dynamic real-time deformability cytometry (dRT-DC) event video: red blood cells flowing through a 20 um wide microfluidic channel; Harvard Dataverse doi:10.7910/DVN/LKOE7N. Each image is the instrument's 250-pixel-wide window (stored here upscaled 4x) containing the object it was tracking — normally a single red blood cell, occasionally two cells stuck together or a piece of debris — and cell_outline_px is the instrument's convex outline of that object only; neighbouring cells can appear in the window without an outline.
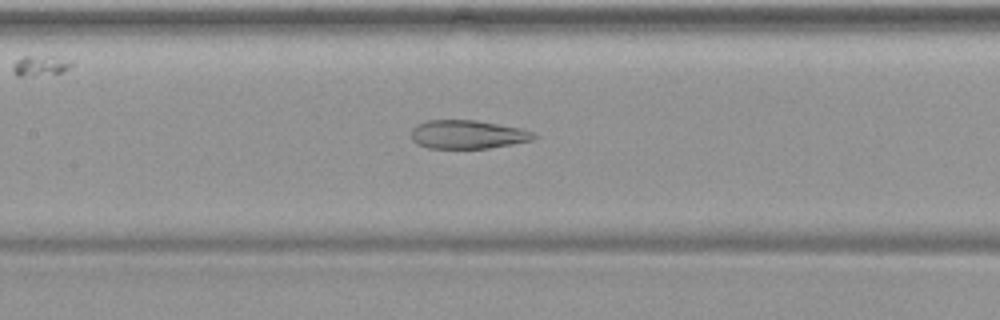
{"species": "common noctule bat (a hibernating species)", "species_latin": "Nyctalus noctula", "temperature_condition": "warm", "stored_images_in_passage": 42, "camera_frame_rate_fps": 3000, "um_per_image_px": 0.085, "animal": {"sex": "female", "body_mass_g": 19.9}, "frame": {"image": 1, "passage_image": 20, "time_ms": 6.333, "image_size_px": [1000, 320], "cell_outline_px": [[536, 136], [532, 140], [488, 148], [428, 148], [416, 144], [412, 140], [412, 128], [416, 124], [428, 120], [476, 120], [520, 128], [532, 132]], "centroid_in_image_um": [39.69, 11.42], "position_along_channel_um": 167.7, "area_um2": 20.29}}
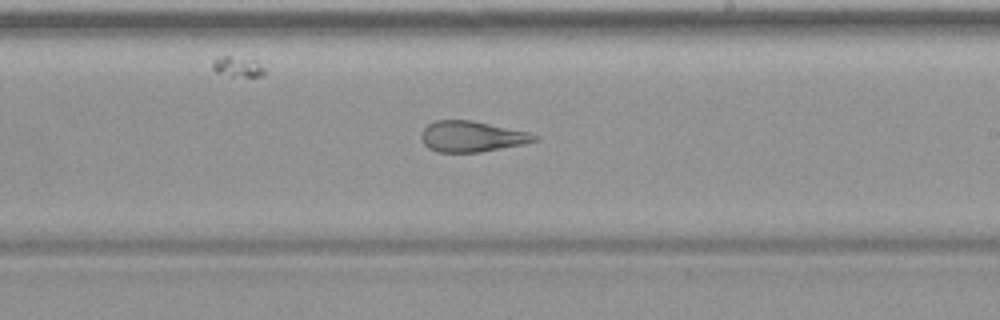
{"frame": {"image": 2, "passage_image": 26, "time_ms": 8.333, "image_size_px": [1000, 320], "cell_outline_px": [[540, 140], [524, 144], [480, 152], [436, 152], [428, 148], [424, 144], [420, 136], [424, 128], [428, 124], [436, 120], [472, 120], [528, 132], [540, 136]], "centroid_in_image_um": [40.11, 11.6], "position_along_channel_um": 248.9, "area_um2": 20.4}}
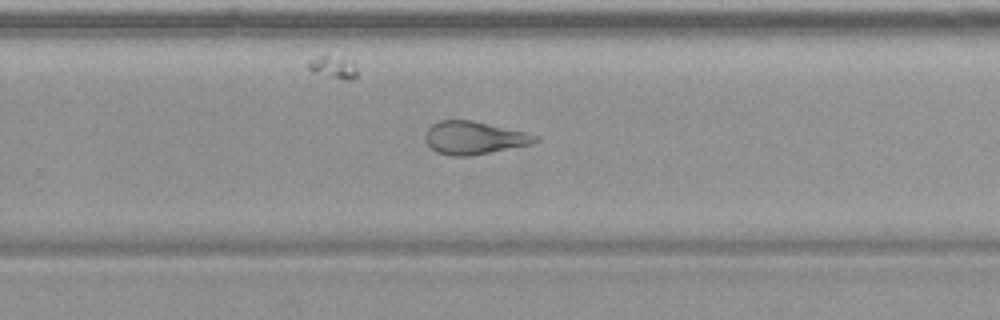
{"frame": {"image": 3, "passage_image": 29, "time_ms": 9.333, "image_size_px": [1000, 320], "cell_outline_px": [[540, 140], [532, 144], [468, 156], [448, 156], [436, 152], [424, 140], [424, 132], [432, 124], [440, 120], [472, 120], [524, 132], [540, 136]], "centroid_in_image_um": [40.26, 11.71], "position_along_channel_um": 289.5, "area_um2": 21.1}}